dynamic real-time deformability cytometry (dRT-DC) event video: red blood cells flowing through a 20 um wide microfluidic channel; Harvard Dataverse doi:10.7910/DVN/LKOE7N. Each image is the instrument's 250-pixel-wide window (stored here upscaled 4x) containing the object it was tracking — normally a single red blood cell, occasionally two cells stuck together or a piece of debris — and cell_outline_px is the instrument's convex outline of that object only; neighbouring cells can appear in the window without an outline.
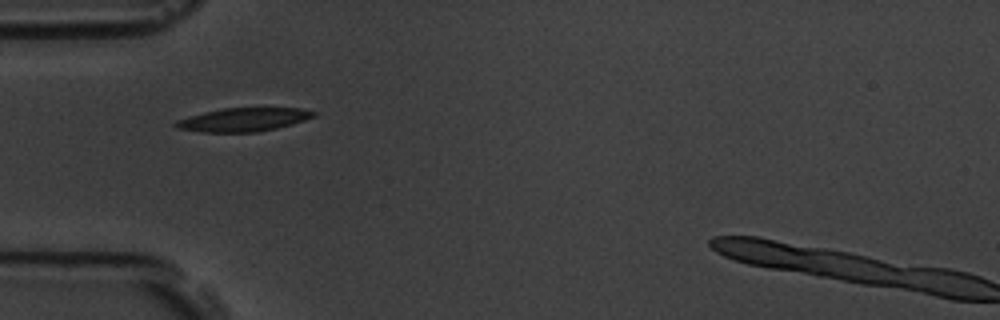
{"species": "common noctule bat (a hibernating species)", "species_latin": "Nyctalus noctula", "temperature_condition": "room temperature", "stored_images_in_passage": 39, "camera_frame_rate_fps": 3000, "um_per_image_px": 0.085, "animal": {"sex": "male", "body_mass_g": 19.5, "forearm_length_mm": 54.6}, "frame": {"image": 1, "passage_image": 1, "time_ms": 0.0, "image_size_px": [1000, 320], "cell_outline_px": [[316, 116], [292, 124], [276, 128], [256, 132], [200, 132], [176, 128], [172, 124], [176, 120], [188, 116], [220, 108], [300, 108], [316, 112]], "centroid_in_image_um": [20.64, 10.17], "position_along_channel_um": 64.4, "area_um2": 18.96}}
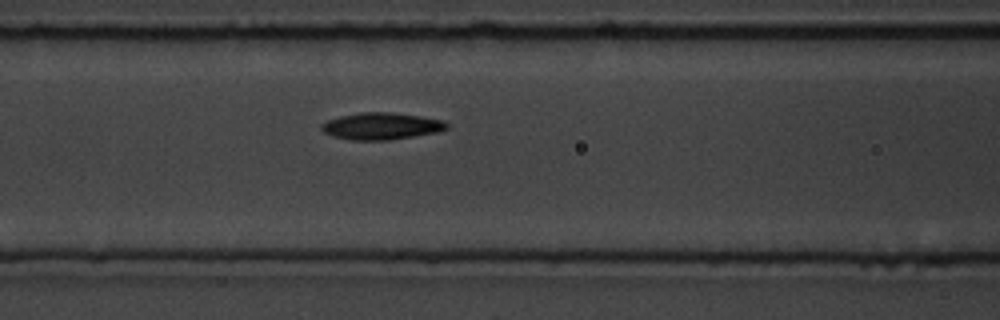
{"frame": {"image": 2, "passage_image": 7, "time_ms": 2.0, "image_size_px": [1000, 320], "cell_outline_px": [[448, 128], [440, 132], [388, 140], [352, 140], [332, 136], [324, 132], [320, 128], [320, 124], [328, 120], [340, 116], [360, 112], [392, 112], [420, 116], [444, 120], [448, 124]], "centroid_in_image_um": [32.42, 10.72], "position_along_channel_um": 134.2, "area_um2": 19.77}}
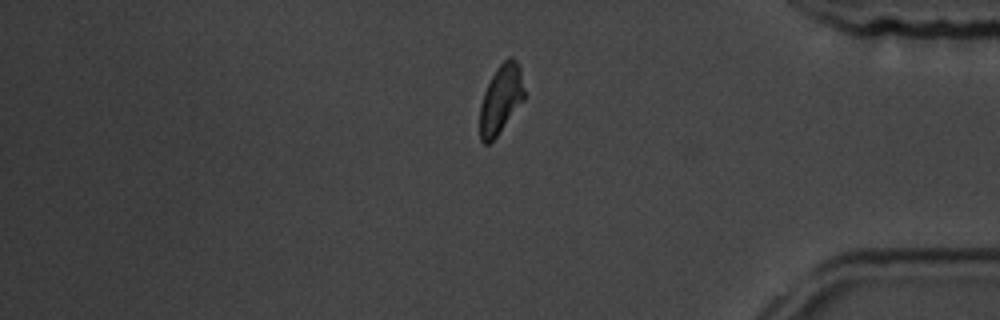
{"frame": {"image": 3, "passage_image": 31, "time_ms": 10.0, "image_size_px": [1000, 320], "cell_outline_px": [[524, 100], [496, 136], [488, 144], [484, 144], [480, 140], [480, 104], [484, 92], [496, 68], [508, 56], [512, 56], [516, 60], [520, 68], [524, 92]], "centroid_in_image_um": [42.56, 8.41], "position_along_channel_um": 392.6, "area_um2": 17.63}, "authors_computed_cell_mechanics": {"area_um2": 18.7272, "velocity_mm_per_s": 3.5495, "shape_relaxation_time_tau1_ms": 3.0614, "shape_relaxation_time_tau2_ms": null, "deformation_change_tau1": 0.1307, "deformation_change_tau2": null}}